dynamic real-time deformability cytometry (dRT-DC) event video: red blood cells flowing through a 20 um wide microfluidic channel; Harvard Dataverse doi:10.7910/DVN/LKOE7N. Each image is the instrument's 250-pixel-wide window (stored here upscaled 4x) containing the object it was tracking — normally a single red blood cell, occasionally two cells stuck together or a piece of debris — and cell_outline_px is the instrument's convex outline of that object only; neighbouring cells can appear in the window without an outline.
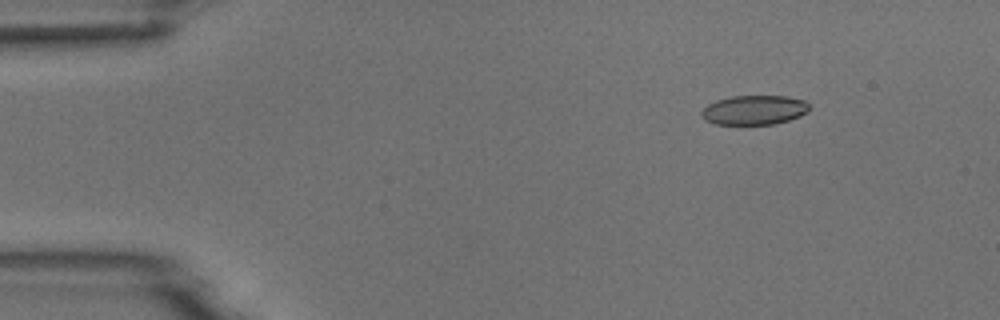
{"species": "common noctule bat (a hibernating species)", "species_latin": "Nyctalus noctula", "temperature_condition": "room temperature", "stored_images_in_passage": 7, "camera_frame_rate_fps": 3000, "um_per_image_px": 0.085, "animal": {"sex": "male", "body_mass_g": 18.8}, "frame": {"image": 1, "passage_image": 2, "time_ms": 2.0, "image_size_px": [1000, 320], "cell_outline_px": [[808, 112], [800, 116], [788, 120], [772, 124], [716, 124], [704, 120], [700, 116], [700, 112], [708, 104], [716, 100], [732, 96], [788, 96], [804, 100], [808, 104]], "centroid_in_image_um": [64.08, 9.35], "position_along_channel_um": 20.9, "area_um2": 18.5}}
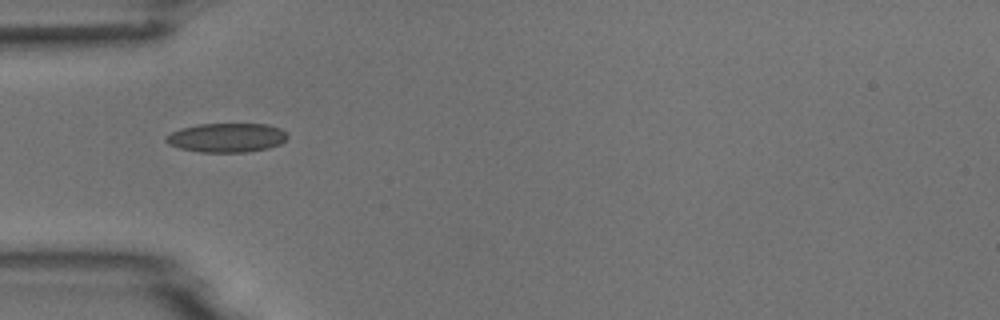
{"frame": {"image": 2, "passage_image": 5, "time_ms": 5.333, "image_size_px": [1000, 320], "cell_outline_px": [[288, 136], [280, 144], [268, 148], [248, 152], [200, 152], [180, 148], [168, 144], [164, 140], [164, 136], [180, 128], [200, 124], [268, 124], [280, 128]], "centroid_in_image_um": [19.24, 11.7], "position_along_channel_um": 65.8, "area_um2": 20.63}}